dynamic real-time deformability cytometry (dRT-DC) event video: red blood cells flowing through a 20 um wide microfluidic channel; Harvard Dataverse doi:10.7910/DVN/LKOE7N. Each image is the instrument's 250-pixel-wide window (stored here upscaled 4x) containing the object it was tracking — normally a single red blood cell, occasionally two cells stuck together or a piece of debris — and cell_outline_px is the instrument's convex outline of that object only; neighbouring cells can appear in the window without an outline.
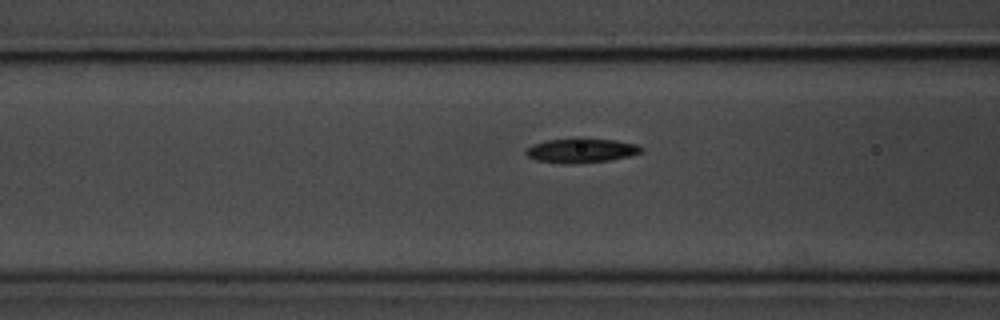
{"species": "common noctule bat (a hibernating species)", "species_latin": "Nyctalus noctula", "temperature_condition": "room temperature", "stored_images_in_passage": 12, "camera_frame_rate_fps": 3000, "um_per_image_px": 0.085, "animal": {"sex": "male", "body_mass_g": 20.1, "forearm_length_mm": 53.5}, "frame": {"image": 1, "passage_image": 10, "time_ms": 3.0, "image_size_px": [1000, 320], "cell_outline_px": [[644, 152], [628, 156], [608, 160], [568, 164], [564, 164], [536, 160], [528, 156], [524, 152], [528, 148], [536, 144], [548, 140], [576, 136], [584, 136], [616, 140], [636, 144], [644, 148]], "centroid_in_image_um": [49.44, 12.75], "position_along_channel_um": 117.2, "area_um2": 16.82}}